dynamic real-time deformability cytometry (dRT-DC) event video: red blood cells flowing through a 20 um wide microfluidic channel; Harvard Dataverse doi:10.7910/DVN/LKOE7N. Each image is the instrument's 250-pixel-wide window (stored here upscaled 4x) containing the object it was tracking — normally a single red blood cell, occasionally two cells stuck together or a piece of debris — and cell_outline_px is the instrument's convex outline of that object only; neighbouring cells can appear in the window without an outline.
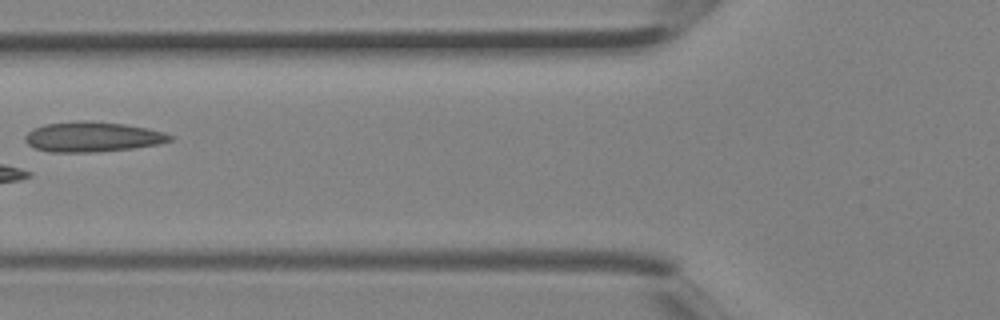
{"species": "Egyptian fruit bat (a non-hibernating species)", "species_latin": "Rousettus aegyptiacus", "temperature_condition": "room temperature", "stored_images_in_passage": 4, "camera_frame_rate_fps": 3000, "um_per_image_px": 0.085, "animal": {"sex": "female"}, "frame": {"image": 1, "passage_image": 4, "time_ms": 1.0, "image_size_px": [1000, 320], "cell_outline_px": [[176, 136], [172, 140], [160, 144], [132, 148], [96, 152], [48, 152], [36, 148], [28, 144], [24, 140], [24, 136], [32, 128], [44, 124], [84, 120], [88, 120], [124, 124], [148, 128], [164, 132]], "centroid_in_image_um": [7.87, 11.63], "position_along_channel_um": 117.9, "area_um2": 25.61}}